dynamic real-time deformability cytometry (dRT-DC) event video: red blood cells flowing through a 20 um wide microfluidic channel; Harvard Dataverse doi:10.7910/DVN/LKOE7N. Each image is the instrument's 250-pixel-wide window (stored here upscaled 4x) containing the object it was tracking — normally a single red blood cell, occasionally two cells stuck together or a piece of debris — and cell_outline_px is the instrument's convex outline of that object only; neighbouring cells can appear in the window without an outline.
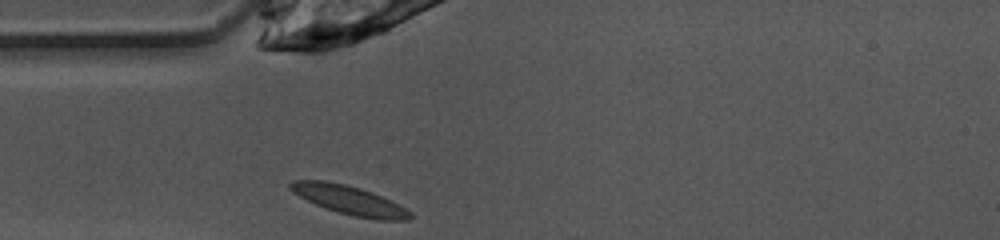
{"species": "common noctule bat (a hibernating species)", "species_latin": "Nyctalus noctula", "temperature_condition": "warm", "stored_images_in_passage": 26, "camera_frame_rate_fps": 3000, "um_per_image_px": 0.085, "animal": {"sex": "female", "body_mass_g": 10.0, "forearm_length_mm": 53.1}, "frame": {"image": 1, "passage_image": 1, "time_ms": 0.0, "image_size_px": [1000, 240], "cell_outline_px": [[412, 216], [408, 220], [376, 220], [356, 216], [340, 212], [316, 204], [292, 192], [288, 188], [288, 184], [292, 180], [324, 180], [344, 184], [360, 188], [372, 192], [412, 212]], "centroid_in_image_um": [29.66, 17.0], "position_along_channel_um": 55.3, "area_um2": 19.77}}
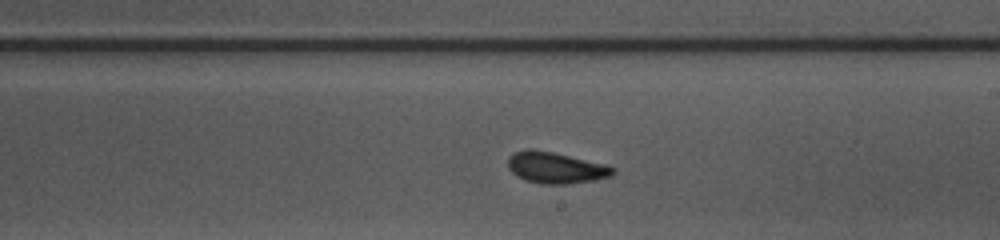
{"frame": {"image": 2, "passage_image": 15, "time_ms": 4.667, "image_size_px": [1000, 240], "cell_outline_px": [[616, 172], [612, 176], [592, 180], [568, 184], [540, 184], [524, 180], [516, 176], [508, 168], [508, 156], [512, 152], [528, 148], [532, 148], [552, 152], [608, 164], [616, 168]], "centroid_in_image_um": [47.23, 14.25], "position_along_channel_um": 241.8, "area_um2": 19.54}}
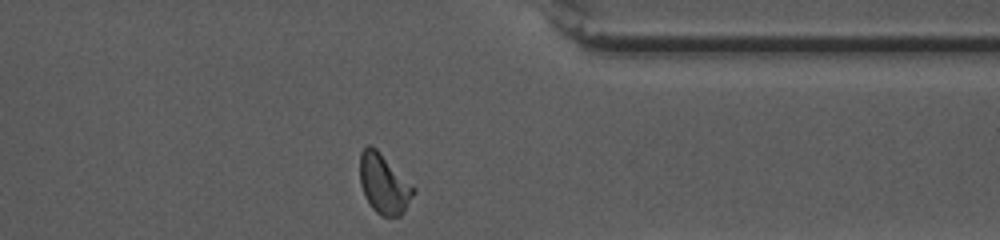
{"frame": {"image": 3, "passage_image": 26, "time_ms": 8.333, "image_size_px": [1000, 240], "cell_outline_px": [[416, 192], [404, 212], [400, 216], [380, 216], [372, 208], [364, 196], [360, 184], [360, 152], [368, 144], [376, 148], [416, 188]], "centroid_in_image_um": [32.63, 15.64], "position_along_channel_um": 378.8, "area_um2": 18.79}, "authors_computed_cell_mechanics": {"area_um2": 18.7272, "velocity_mm_per_s": 4.017, "shape_relaxation_time_tau1_ms": null, "shape_relaxation_time_tau2_ms": 2.3168, "deformation_change_tau1": null, "deformation_change_tau2": 0.0656}}